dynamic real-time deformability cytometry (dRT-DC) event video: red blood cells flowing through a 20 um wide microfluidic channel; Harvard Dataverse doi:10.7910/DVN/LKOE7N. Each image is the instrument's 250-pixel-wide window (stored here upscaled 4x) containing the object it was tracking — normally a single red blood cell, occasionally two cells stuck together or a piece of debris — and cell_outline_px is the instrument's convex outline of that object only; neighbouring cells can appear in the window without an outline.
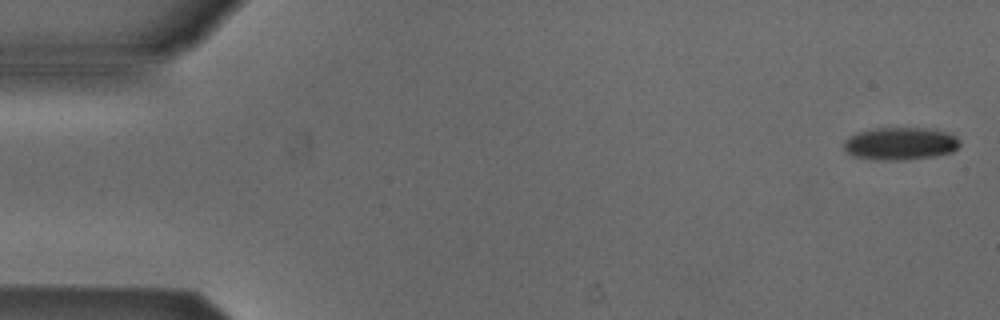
{"species": "Egyptian fruit bat (a non-hibernating species)", "species_latin": "Rousettus aegyptiacus", "temperature_condition": "cold", "stored_images_in_passage": 5, "segment_of_instrument_passage": [1, 2], "camera_frame_rate_fps": 3000, "um_per_image_px": 0.085, "animal": {"sex": "male"}, "frame": {"image": 1, "passage_image": 1, "time_ms": 0.0, "image_size_px": [1000, 320], "cell_outline_px": [[960, 144], [952, 152], [932, 156], [904, 160], [888, 160], [856, 156], [848, 152], [844, 148], [844, 140], [848, 136], [856, 132], [876, 128], [936, 128], [948, 132], [956, 136], [960, 140]], "centroid_in_image_um": [76.56, 12.18], "position_along_channel_um": 8.4, "area_um2": 22.02}}
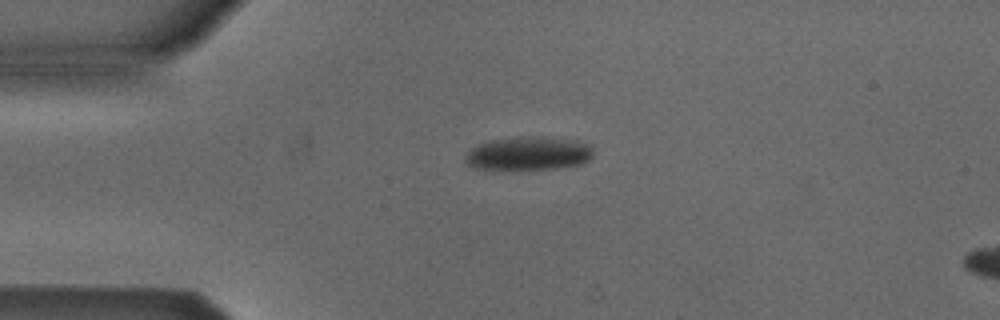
{"frame": {"image": 2, "passage_image": 4, "time_ms": 1.0, "image_size_px": [1000, 320], "cell_outline_px": [[592, 156], [588, 160], [580, 164], [556, 168], [472, 168], [464, 160], [468, 152], [472, 148], [480, 144], [496, 140], [576, 140], [592, 144]], "centroid_in_image_um": [44.96, 13.1], "position_along_channel_um": 40.0, "area_um2": 23.12}}